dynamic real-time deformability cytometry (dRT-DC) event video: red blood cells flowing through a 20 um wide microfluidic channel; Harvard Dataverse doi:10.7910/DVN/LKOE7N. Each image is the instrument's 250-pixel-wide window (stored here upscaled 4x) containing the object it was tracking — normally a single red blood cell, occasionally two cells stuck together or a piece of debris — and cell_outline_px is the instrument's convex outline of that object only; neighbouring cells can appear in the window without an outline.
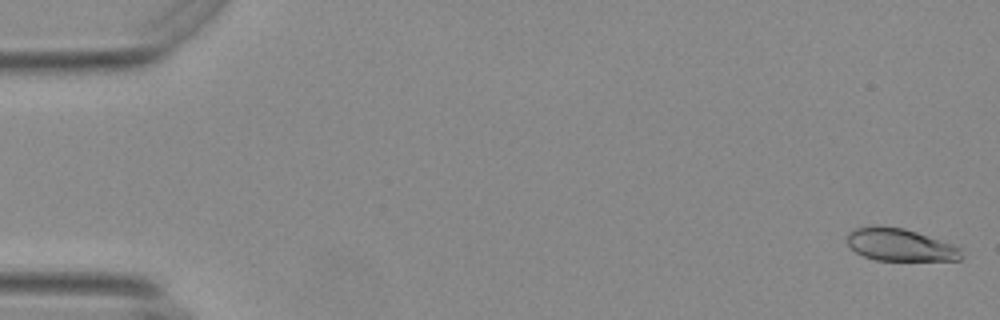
{"species": "Egyptian fruit bat (a non-hibernating species)", "species_latin": "Rousettus aegyptiacus", "temperature_condition": "warm", "stored_images_in_passage": 56, "camera_frame_rate_fps": 3000, "um_per_image_px": 0.085, "animal": {"sex": "female"}, "frame": {"image": 1, "passage_image": 2, "time_ms": 0.333, "image_size_px": [1000, 320], "cell_outline_px": [[964, 256], [960, 260], [876, 260], [864, 256], [856, 252], [848, 244], [848, 232], [856, 228], [872, 224], [904, 228], [952, 244], [960, 248]], "centroid_in_image_um": [76.5, 20.8], "position_along_channel_um": 8.5, "area_um2": 21.62}}
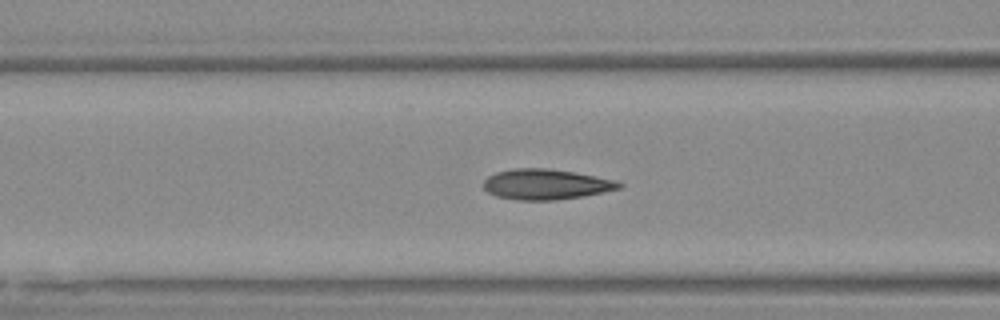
{"frame": {"image": 2, "passage_image": 23, "time_ms": 7.333, "image_size_px": [1000, 320], "cell_outline_px": [[624, 184], [620, 188], [580, 196], [552, 200], [516, 200], [496, 196], [488, 192], [484, 188], [484, 180], [488, 176], [496, 172], [512, 168], [548, 168], [576, 172], [616, 180]], "centroid_in_image_um": [46.37, 15.65], "position_along_channel_um": 120.2, "area_um2": 23.93}}
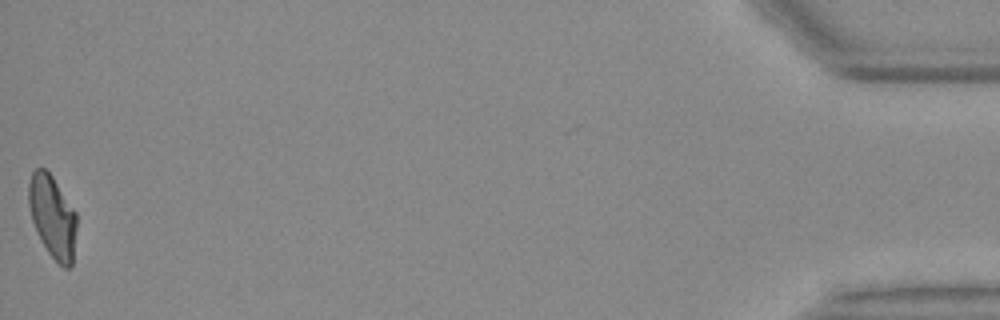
{"frame": {"image": 3, "passage_image": 56, "time_ms": 18.333, "image_size_px": [1000, 320], "cell_outline_px": [[76, 228], [72, 268], [64, 268], [48, 252], [32, 220], [28, 204], [28, 184], [32, 172], [36, 168], [44, 168], [52, 176], [76, 212]], "centroid_in_image_um": [4.47, 18.4], "position_along_channel_um": 430.7, "area_um2": 22.77}, "authors_computed_cell_mechanics": {"area_um2": 23.2356, "velocity_mm_per_s": 3.7146, "shape_relaxation_time_tau1_ms": 4.1152, "shape_relaxation_time_tau2_ms": 0.7737, "deformation_change_tau1": 0.1619, "deformation_change_tau2": 0.0592}}